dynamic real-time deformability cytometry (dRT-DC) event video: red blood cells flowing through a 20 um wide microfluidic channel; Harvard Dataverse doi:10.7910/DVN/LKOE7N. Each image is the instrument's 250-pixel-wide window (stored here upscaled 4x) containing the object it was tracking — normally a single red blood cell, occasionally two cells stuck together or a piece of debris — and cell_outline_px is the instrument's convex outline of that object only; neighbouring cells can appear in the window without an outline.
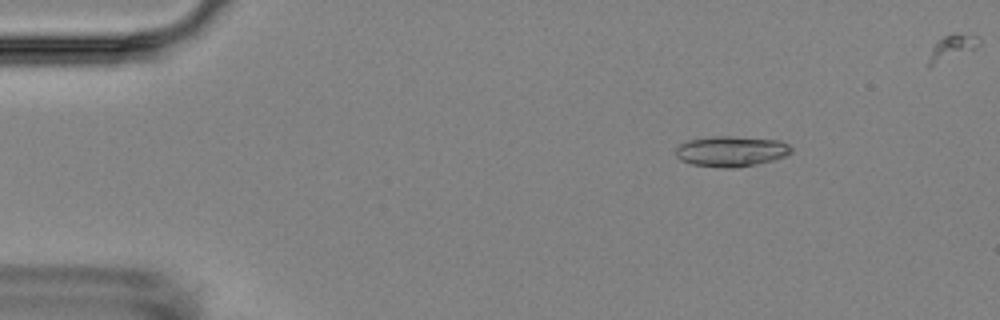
{"species": "Egyptian fruit bat (a non-hibernating species)", "species_latin": "Rousettus aegyptiacus", "temperature_condition": "room temperature", "stored_images_in_passage": 5, "camera_frame_rate_fps": 3000, "um_per_image_px": 0.085, "animal": {"sex": "female"}, "frame": {"image": 1, "passage_image": 2, "time_ms": 1.0, "image_size_px": [1000, 320], "cell_outline_px": [[792, 152], [784, 156], [772, 160], [756, 164], [732, 168], [724, 168], [692, 164], [680, 160], [676, 156], [676, 148], [680, 144], [688, 140], [712, 136], [732, 136], [780, 140], [788, 144], [792, 148]], "centroid_in_image_um": [62.14, 12.85], "position_along_channel_um": 22.9, "area_um2": 20.52}}